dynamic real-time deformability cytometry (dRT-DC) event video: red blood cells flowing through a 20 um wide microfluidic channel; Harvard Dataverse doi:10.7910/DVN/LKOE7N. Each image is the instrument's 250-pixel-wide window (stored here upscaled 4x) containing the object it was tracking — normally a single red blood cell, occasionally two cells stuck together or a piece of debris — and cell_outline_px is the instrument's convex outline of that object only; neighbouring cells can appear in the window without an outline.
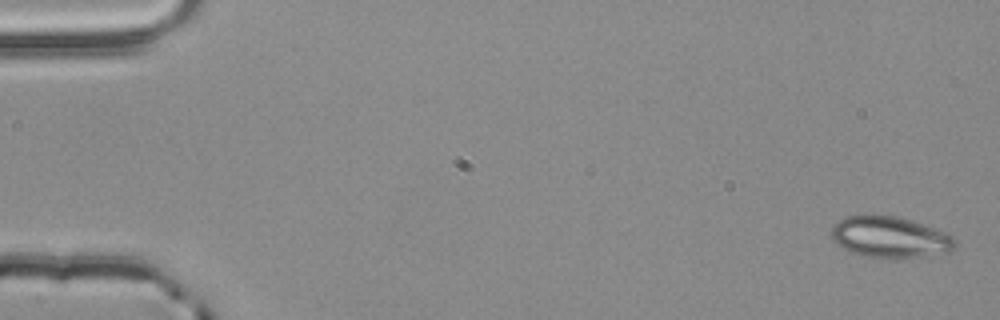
{"species": "common noctule bat (a hibernating species)", "species_latin": "Nyctalus noctula", "temperature_condition": "room temperature", "stored_images_in_passage": 4, "camera_frame_rate_fps": 3000, "um_per_image_px": 0.085, "animal": {"sex": "male", "body_mass_g": 20.4}, "frame": {"image": 1, "passage_image": 1, "time_ms": 0.0, "image_size_px": [1000, 320], "cell_outline_px": [[956, 248], [948, 252], [924, 256], [864, 256], [848, 252], [840, 248], [832, 240], [832, 224], [844, 216], [868, 212], [896, 216], [912, 220], [944, 232], [952, 236], [956, 244]], "centroid_in_image_um": [75.55, 20.1], "position_along_channel_um": 9.4, "area_um2": 30.0}}
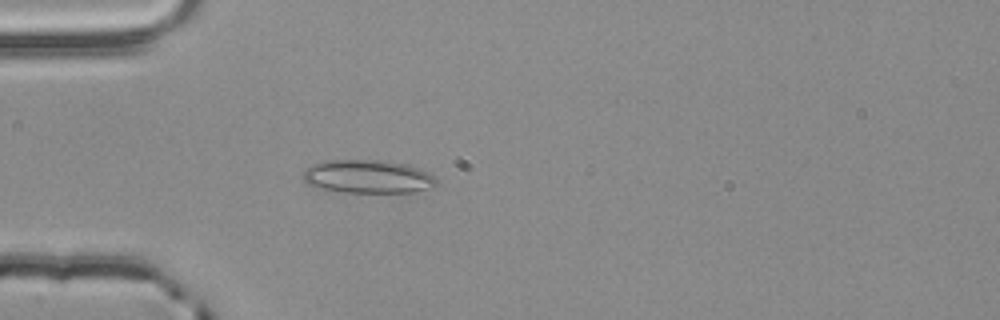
{"frame": {"image": 2, "passage_image": 4, "time_ms": 1.0, "image_size_px": [1000, 320], "cell_outline_px": [[436, 184], [432, 188], [412, 192], [344, 192], [316, 188], [308, 184], [304, 180], [304, 172], [308, 168], [316, 164], [328, 160], [380, 160], [408, 164], [432, 176], [436, 180]], "centroid_in_image_um": [31.26, 15.02], "position_along_channel_um": 53.7, "area_um2": 25.55}}